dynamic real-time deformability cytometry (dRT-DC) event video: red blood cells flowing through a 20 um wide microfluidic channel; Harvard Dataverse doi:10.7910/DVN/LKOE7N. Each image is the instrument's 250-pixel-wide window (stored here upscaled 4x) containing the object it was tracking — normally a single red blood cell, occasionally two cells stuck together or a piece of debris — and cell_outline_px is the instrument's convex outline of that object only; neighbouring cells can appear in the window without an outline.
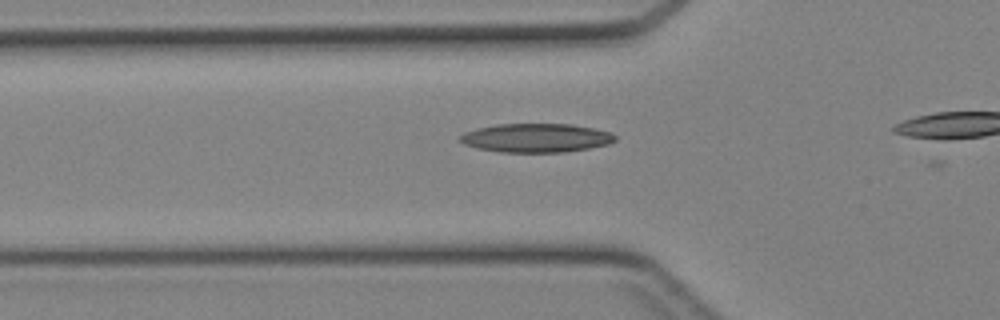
{"species": "Egyptian fruit bat (a non-hibernating species)", "species_latin": "Rousettus aegyptiacus", "temperature_condition": "cold", "stored_images_in_passage": 19, "camera_frame_rate_fps": 3000, "um_per_image_px": 0.085, "animal": {"sex": "female"}, "frame": {"image": 1, "passage_image": 4, "time_ms": 1.0, "image_size_px": [1000, 320], "cell_outline_px": [[616, 140], [608, 144], [588, 148], [564, 152], [500, 152], [476, 148], [464, 144], [456, 140], [456, 136], [464, 132], [476, 128], [496, 124], [572, 124], [612, 132], [616, 136]], "centroid_in_image_um": [45.5, 11.72], "position_along_channel_um": 80.3, "area_um2": 26.3}}
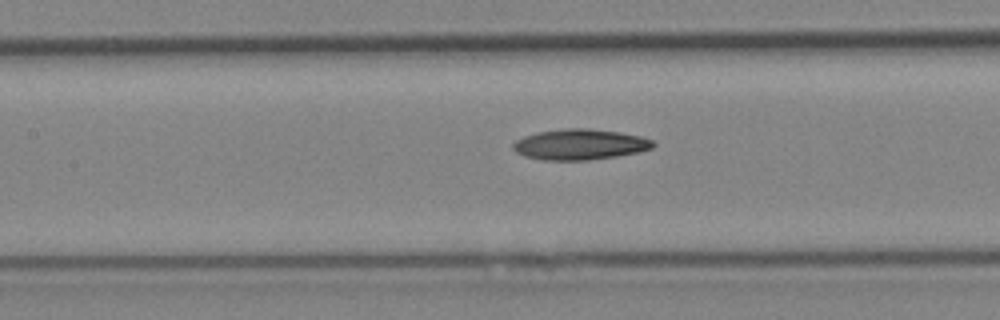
{"frame": {"image": 2, "passage_image": 9, "time_ms": 2.667, "image_size_px": [1000, 320], "cell_outline_px": [[656, 144], [652, 148], [640, 152], [616, 156], [588, 160], [540, 160], [524, 156], [516, 152], [512, 148], [512, 144], [516, 140], [524, 136], [540, 132], [568, 128], [588, 128], [620, 132], [640, 136], [652, 140]], "centroid_in_image_um": [49.29, 12.28], "position_along_channel_um": 158.1, "area_um2": 25.03}}
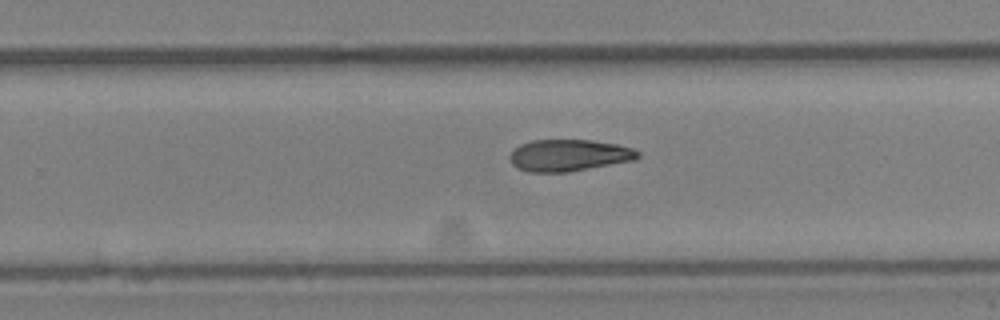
{"frame": {"image": 3, "passage_image": 17, "time_ms": 5.333, "image_size_px": [1000, 320], "cell_outline_px": [[640, 156], [636, 160], [568, 172], [528, 172], [516, 168], [512, 164], [508, 156], [520, 144], [532, 140], [592, 140], [616, 144], [632, 148], [640, 152]], "centroid_in_image_um": [48.36, 13.21], "position_along_channel_um": 281.4, "area_um2": 23.81}}